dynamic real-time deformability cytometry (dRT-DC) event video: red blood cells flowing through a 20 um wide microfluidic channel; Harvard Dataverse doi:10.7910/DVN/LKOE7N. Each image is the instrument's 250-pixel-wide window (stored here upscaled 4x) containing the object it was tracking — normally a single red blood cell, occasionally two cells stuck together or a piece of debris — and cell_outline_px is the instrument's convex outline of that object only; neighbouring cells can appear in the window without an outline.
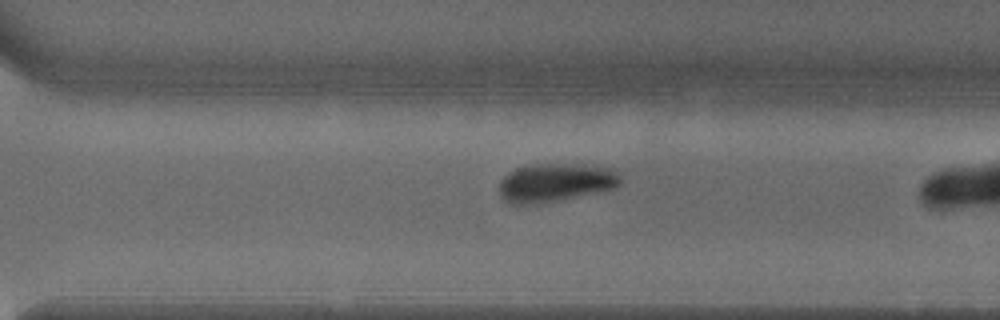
{"species": "common noctule bat (a hibernating species)", "species_latin": "Nyctalus noctula", "temperature_condition": "warm", "stored_images_in_passage": 24, "camera_frame_rate_fps": 3000, "um_per_image_px": 0.085, "animal": {"sex": "male", "body_mass_g": 18.8}, "frame": {"image": 1, "passage_image": 21, "time_ms": 6.667, "image_size_px": [1000, 320], "cell_outline_px": [[620, 184], [616, 188], [600, 192], [560, 200], [528, 204], [512, 204], [504, 200], [500, 196], [500, 180], [508, 172], [516, 168], [532, 164], [556, 164], [608, 168], [620, 172]], "centroid_in_image_um": [47.2, 15.53], "position_along_channel_um": 323.4, "area_um2": 26.93}}